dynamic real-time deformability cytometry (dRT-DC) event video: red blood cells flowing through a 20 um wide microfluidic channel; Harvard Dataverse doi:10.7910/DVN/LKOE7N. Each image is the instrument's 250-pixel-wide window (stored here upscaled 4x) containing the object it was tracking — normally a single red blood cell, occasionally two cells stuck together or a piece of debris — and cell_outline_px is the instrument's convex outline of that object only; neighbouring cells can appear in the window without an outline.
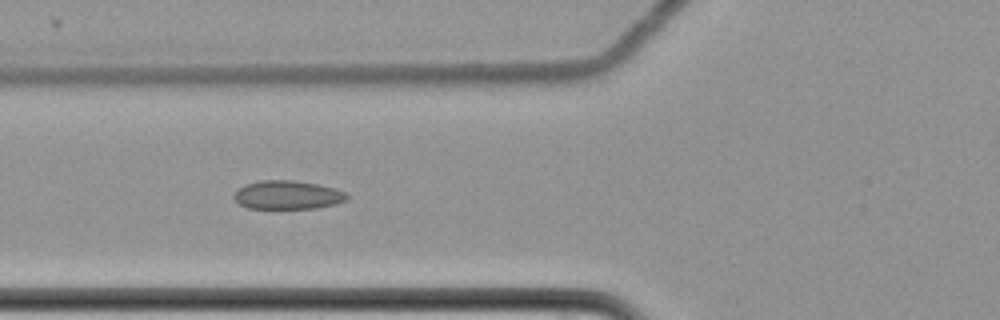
{"species": "common noctule bat (a hibernating species)", "species_latin": "Nyctalus noctula", "temperature_condition": "cold", "stored_images_in_passage": 8, "camera_frame_rate_fps": 3000, "um_per_image_px": 0.085, "animal": {"sex": "female", "body_mass_g": 22.7, "forearm_length_mm": 54.2}, "frame": {"image": 1, "passage_image": 7, "time_ms": 2.0, "image_size_px": [1000, 320], "cell_outline_px": [[348, 200], [336, 204], [316, 208], [248, 208], [240, 204], [232, 196], [236, 188], [244, 184], [260, 180], [296, 180], [316, 184], [332, 188], [344, 192], [348, 196]], "centroid_in_image_um": [24.4, 16.56], "position_along_channel_um": 101.4, "area_um2": 18.9}}
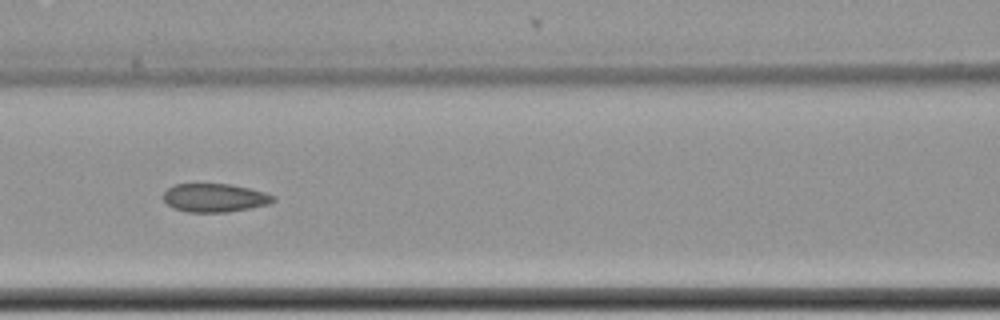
{"frame": {"image": 2, "passage_image": 8, "time_ms": 2.333, "image_size_px": [1000, 320], "cell_outline_px": [[276, 200], [268, 204], [248, 208], [224, 212], [188, 212], [172, 208], [164, 200], [164, 192], [168, 188], [176, 184], [232, 184], [264, 192], [276, 196]], "centroid_in_image_um": [18.25, 16.81], "position_along_channel_um": 148.4, "area_um2": 18.09}}